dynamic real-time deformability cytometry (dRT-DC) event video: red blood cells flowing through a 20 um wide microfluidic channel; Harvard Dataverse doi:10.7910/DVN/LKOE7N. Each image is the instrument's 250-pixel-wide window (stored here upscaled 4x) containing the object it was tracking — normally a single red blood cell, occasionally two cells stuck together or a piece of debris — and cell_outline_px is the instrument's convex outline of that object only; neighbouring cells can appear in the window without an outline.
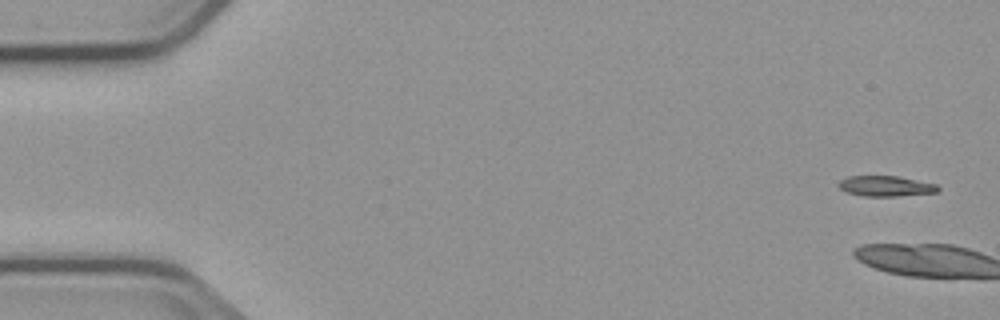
{"species": "common noctule bat (a hibernating species)", "species_latin": "Nyctalus noctula", "temperature_condition": "cold", "stored_images_in_passage": 6, "camera_frame_rate_fps": 3000, "um_per_image_px": 0.085, "animal": {"sex": "male", "body_mass_g": 23.1, "forearm_length_mm": 52.7}, "frame": {"image": 1, "passage_image": 1, "time_ms": 0.0, "image_size_px": [1000, 320], "cell_outline_px": [[940, 188], [936, 192], [896, 196], [864, 196], [848, 192], [840, 188], [836, 184], [840, 180], [848, 176], [896, 176], [936, 184]], "centroid_in_image_um": [75.25, 15.81], "position_along_channel_um": 9.7, "area_um2": 11.68}}